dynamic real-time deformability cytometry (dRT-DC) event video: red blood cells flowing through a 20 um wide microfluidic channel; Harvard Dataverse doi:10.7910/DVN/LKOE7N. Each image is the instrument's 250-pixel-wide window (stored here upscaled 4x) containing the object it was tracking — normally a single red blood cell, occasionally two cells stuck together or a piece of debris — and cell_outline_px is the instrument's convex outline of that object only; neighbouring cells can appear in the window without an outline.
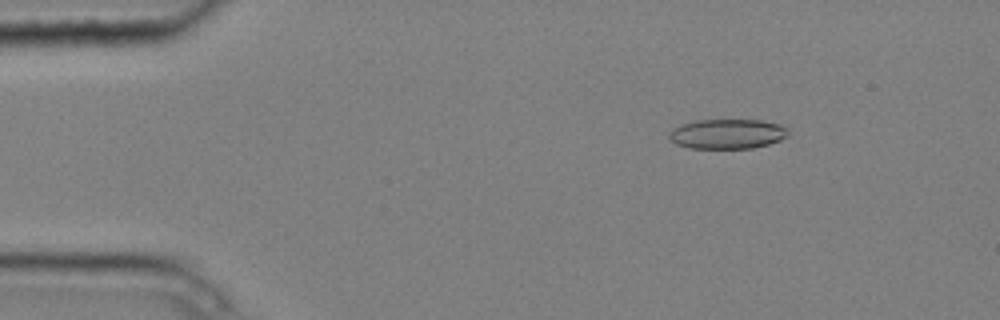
{"species": "common noctule bat (a hibernating species)", "species_latin": "Nyctalus noctula", "temperature_condition": "cold", "stored_images_in_passage": 5, "camera_frame_rate_fps": 3000, "um_per_image_px": 0.085, "animal": {"sex": "male", "body_mass_g": 20.4}, "frame": {"image": 1, "passage_image": 3, "time_ms": 0.667, "image_size_px": [1000, 320], "cell_outline_px": [[788, 136], [780, 140], [768, 144], [752, 148], [688, 148], [676, 144], [668, 136], [668, 132], [672, 128], [680, 124], [696, 120], [760, 120], [780, 124], [788, 132]], "centroid_in_image_um": [61.78, 11.38], "position_along_channel_um": 23.2, "area_um2": 20.69}}
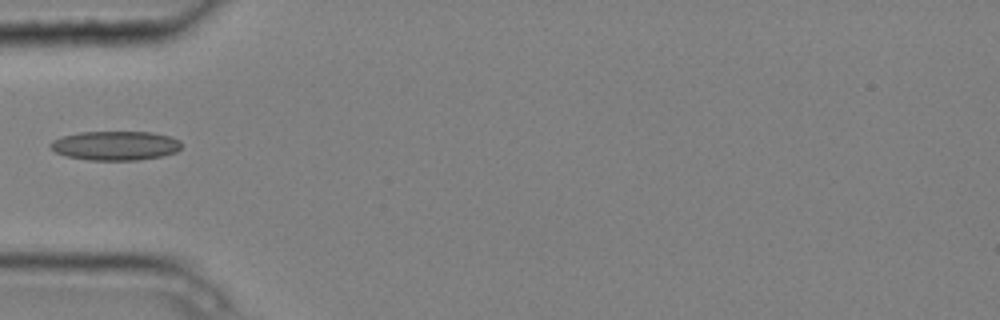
{"frame": {"image": 2, "passage_image": 5, "time_ms": 1.333, "image_size_px": [1000, 320], "cell_outline_px": [[180, 148], [176, 152], [160, 156], [140, 160], [88, 160], [68, 156], [56, 152], [48, 144], [52, 140], [64, 136], [80, 132], [152, 132], [172, 136], [180, 140]], "centroid_in_image_um": [9.83, 12.37], "position_along_channel_um": 75.2, "area_um2": 22.25}}